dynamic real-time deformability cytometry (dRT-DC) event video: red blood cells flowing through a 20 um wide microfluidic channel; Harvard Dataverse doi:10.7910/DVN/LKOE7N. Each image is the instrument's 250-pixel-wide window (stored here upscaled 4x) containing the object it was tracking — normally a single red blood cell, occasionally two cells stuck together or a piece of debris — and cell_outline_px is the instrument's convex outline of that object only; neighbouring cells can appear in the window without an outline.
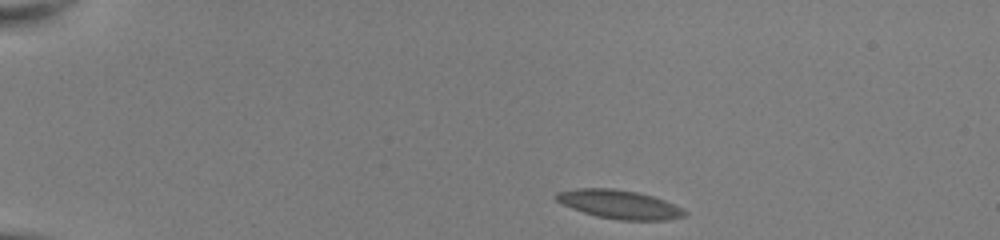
{"species": "common noctule bat (a hibernating species)", "species_latin": "Nyctalus noctula", "temperature_condition": "room temperature", "stored_images_in_passage": 44, "camera_frame_rate_fps": 3000, "um_per_image_px": 0.085, "animal": {"sex": "female", "body_mass_g": 22.0, "forearm_length_mm": 56.7}, "frame": {"image": 1, "passage_image": 1, "time_ms": 0.0, "image_size_px": [1000, 240], "cell_outline_px": [[688, 212], [684, 216], [664, 220], [620, 220], [596, 216], [572, 208], [556, 200], [552, 196], [556, 192], [576, 188], [612, 188], [636, 192], [652, 196], [664, 200]], "centroid_in_image_um": [52.59, 17.36], "position_along_channel_um": 32.4, "area_um2": 21.27}}
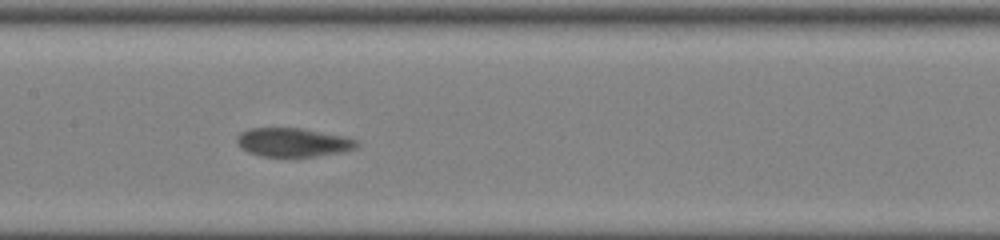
{"frame": {"image": 2, "passage_image": 19, "time_ms": 6.0, "image_size_px": [1000, 240], "cell_outline_px": [[360, 144], [352, 148], [336, 152], [316, 156], [264, 156], [248, 152], [236, 140], [236, 136], [240, 132], [252, 128], [300, 128], [344, 136], [356, 140]], "centroid_in_image_um": [24.87, 12.08], "position_along_channel_um": 182.5, "area_um2": 19.54}}
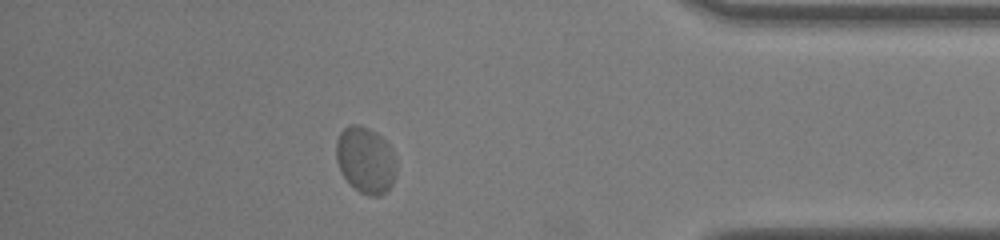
{"frame": {"image": 3, "passage_image": 38, "time_ms": 12.333, "image_size_px": [1000, 240], "cell_outline_px": [[396, 176], [392, 184], [380, 196], [368, 196], [352, 188], [344, 176], [336, 160], [336, 140], [340, 132], [344, 128], [352, 124], [356, 124], [368, 128], [376, 132], [384, 140], [396, 160]], "centroid_in_image_um": [31.06, 13.62], "position_along_channel_um": 404.1, "area_um2": 23.24}, "authors_computed_cell_mechanics": {"area_um2": 20.8947, "velocity_mm_per_s": 3.8842, "shape_relaxation_time_tau1_ms": 2.7558, "shape_relaxation_time_tau2_ms": null, "deformation_change_tau1": 0.1156, "deformation_change_tau2": null}}